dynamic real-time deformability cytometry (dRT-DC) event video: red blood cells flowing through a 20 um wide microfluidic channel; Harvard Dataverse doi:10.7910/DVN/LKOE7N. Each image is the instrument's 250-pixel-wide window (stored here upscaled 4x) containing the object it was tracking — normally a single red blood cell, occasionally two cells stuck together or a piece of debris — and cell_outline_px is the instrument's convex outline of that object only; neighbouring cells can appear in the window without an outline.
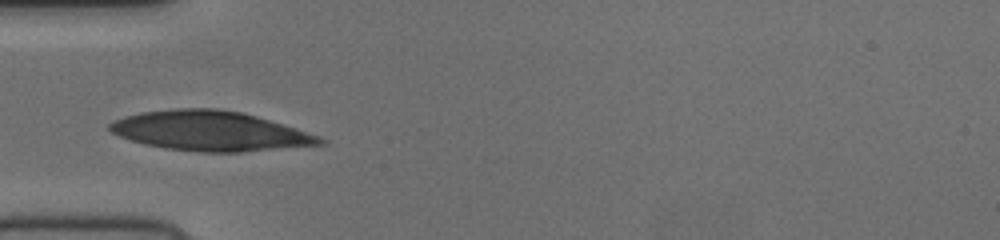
{"species": "human", "species_latin": "Homo sapiens", "temperature_condition": "cold", "stored_images_in_passage": 36, "camera_frame_rate_fps": 3000, "um_per_image_px": 0.085, "donor": {"sex": "female"}, "frame": {"image": 1, "passage_image": 1, "time_ms": 0.0, "image_size_px": [1000, 240], "cell_outline_px": [[328, 144], [240, 152], [200, 152], [164, 148], [144, 144], [120, 136], [112, 132], [108, 128], [108, 124], [124, 116], [140, 112], [176, 108], [216, 108], [244, 112], [284, 124], [320, 136], [328, 140]], "centroid_in_image_um": [17.91, 11.13], "position_along_channel_um": 67.1, "area_um2": 48.9}}
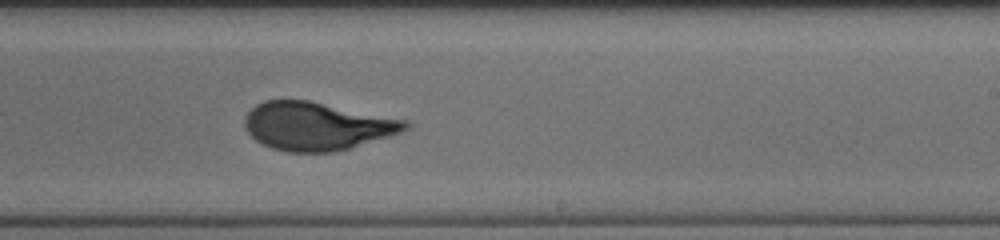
{"frame": {"image": 2, "passage_image": 16, "time_ms": 5.0, "image_size_px": [1000, 240], "cell_outline_px": [[412, 128], [404, 132], [392, 136], [348, 148], [332, 152], [288, 152], [272, 148], [256, 140], [248, 132], [244, 124], [244, 116], [256, 104], [264, 100], [308, 100], [408, 120], [412, 124]], "centroid_in_image_um": [26.99, 10.71], "position_along_channel_um": 262.0, "area_um2": 45.26}}
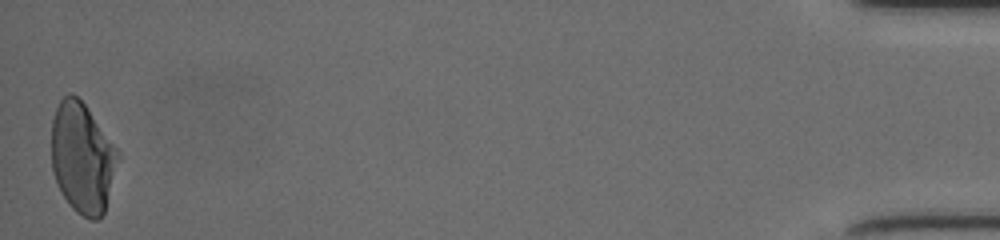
{"frame": {"image": 3, "passage_image": 36, "time_ms": 11.667, "image_size_px": [1000, 240], "cell_outline_px": [[120, 156], [104, 212], [96, 220], [92, 220], [76, 212], [68, 204], [56, 180], [52, 168], [52, 120], [56, 108], [60, 100], [68, 92], [72, 92], [84, 104], [120, 152]], "centroid_in_image_um": [7.0, 13.4], "position_along_channel_um": 428.2, "area_um2": 42.48}}